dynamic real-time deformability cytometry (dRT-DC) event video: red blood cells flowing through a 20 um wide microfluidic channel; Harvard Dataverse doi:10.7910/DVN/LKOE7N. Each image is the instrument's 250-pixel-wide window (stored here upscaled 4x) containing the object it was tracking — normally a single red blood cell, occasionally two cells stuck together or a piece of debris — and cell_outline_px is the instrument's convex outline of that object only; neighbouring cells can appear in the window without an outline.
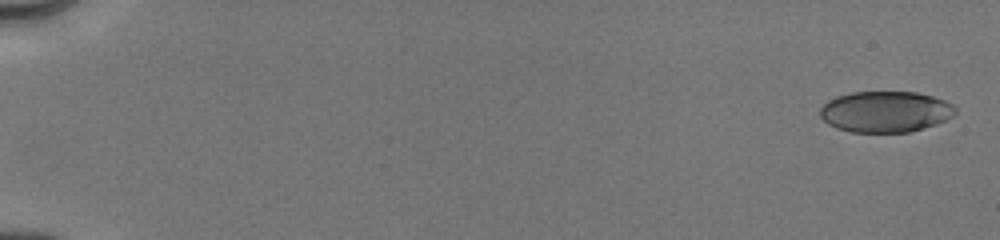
{"species": "human", "species_latin": "Homo sapiens", "temperature_condition": "cold", "stored_images_in_passage": 20, "camera_frame_rate_fps": 3000, "um_per_image_px": 0.085, "donor": {"sex": "male"}, "frame": {"image": 1, "passage_image": 1, "time_ms": 0.0, "image_size_px": [1000, 240], "cell_outline_px": [[956, 112], [952, 116], [936, 124], [924, 128], [908, 132], [852, 132], [836, 128], [828, 124], [820, 116], [820, 108], [828, 100], [836, 96], [852, 92], [916, 92], [932, 96], [944, 100], [952, 104], [956, 108]], "centroid_in_image_um": [75.25, 9.49], "position_along_channel_um": 9.8, "area_um2": 32.37}}
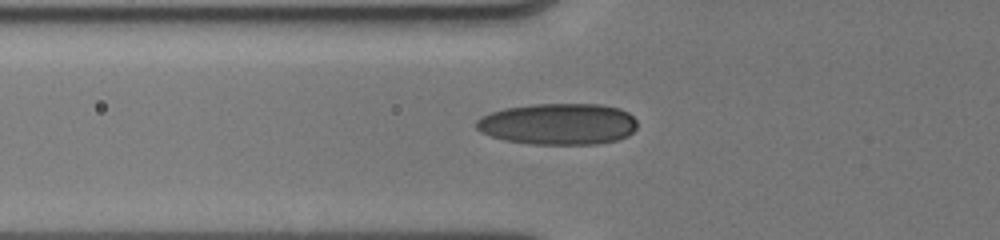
{"frame": {"image": 2, "passage_image": 15, "time_ms": 6.333, "image_size_px": [1000, 240], "cell_outline_px": [[636, 128], [628, 136], [616, 140], [596, 144], [532, 144], [504, 140], [480, 132], [476, 128], [476, 120], [480, 116], [504, 108], [532, 104], [600, 104], [620, 108], [628, 112], [636, 120]], "centroid_in_image_um": [47.44, 10.53], "position_along_channel_um": 78.4, "area_um2": 39.02}}
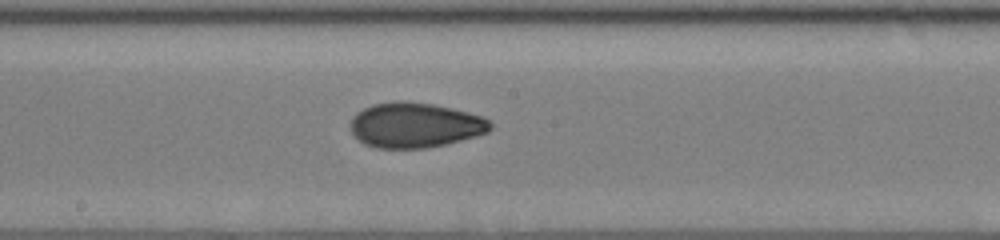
{"frame": {"image": 3, "passage_image": 20, "time_ms": 9.667, "image_size_px": [1000, 240], "cell_outline_px": [[492, 128], [488, 132], [476, 136], [444, 144], [424, 148], [376, 148], [364, 144], [352, 132], [352, 116], [356, 112], [372, 104], [396, 100], [408, 100], [432, 104], [452, 108], [484, 116], [492, 124]], "centroid_in_image_um": [35.28, 10.62], "position_along_channel_um": 212.9, "area_um2": 36.82}}